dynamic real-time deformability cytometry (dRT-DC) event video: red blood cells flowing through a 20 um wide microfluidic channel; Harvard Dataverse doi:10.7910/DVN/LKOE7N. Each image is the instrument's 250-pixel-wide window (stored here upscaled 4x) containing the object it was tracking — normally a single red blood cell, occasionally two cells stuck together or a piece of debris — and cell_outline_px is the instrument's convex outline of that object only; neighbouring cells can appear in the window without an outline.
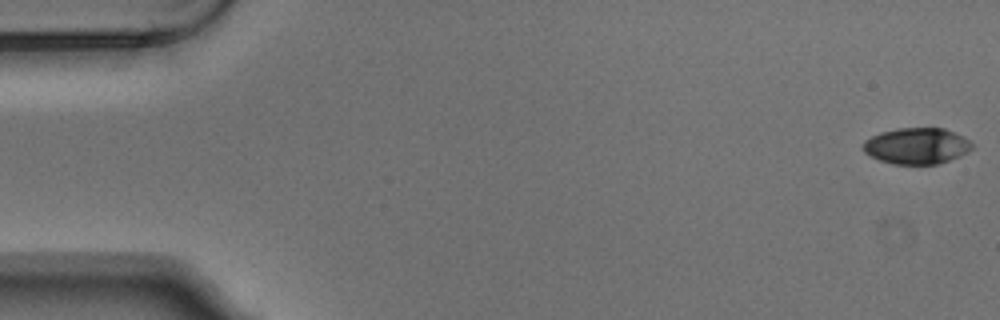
{"species": "Egyptian fruit bat (a non-hibernating species)", "species_latin": "Rousettus aegyptiacus", "temperature_condition": "warm", "stored_images_in_passage": 5, "camera_frame_rate_fps": 3000, "um_per_image_px": 0.085, "animal": {"sex": "male"}, "frame": {"image": 1, "passage_image": 1, "time_ms": 0.0, "image_size_px": [1000, 320], "cell_outline_px": [[972, 148], [968, 152], [960, 156], [936, 164], [892, 164], [880, 160], [864, 152], [864, 140], [880, 132], [896, 128], [944, 128], [964, 136], [972, 144]], "centroid_in_image_um": [77.93, 12.39], "position_along_channel_um": 7.1, "area_um2": 22.89}}